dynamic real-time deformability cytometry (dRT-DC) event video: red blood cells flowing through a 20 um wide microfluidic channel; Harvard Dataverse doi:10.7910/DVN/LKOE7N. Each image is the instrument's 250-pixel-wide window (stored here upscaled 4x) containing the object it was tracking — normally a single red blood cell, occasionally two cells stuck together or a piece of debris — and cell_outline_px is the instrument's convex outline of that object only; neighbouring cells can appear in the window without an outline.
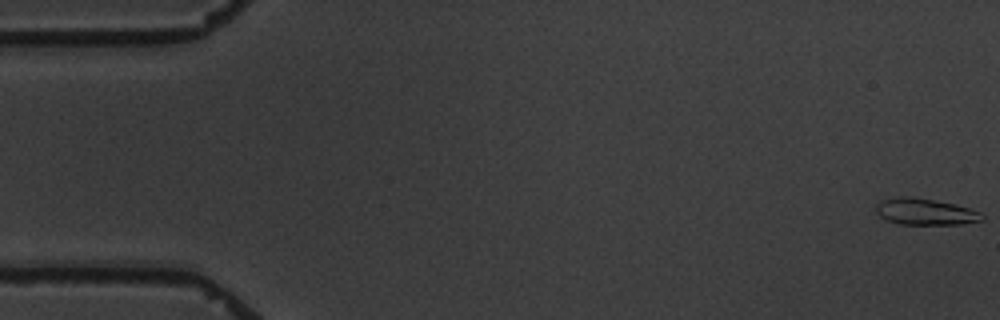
{"species": "common noctule bat (a hibernating species)", "species_latin": "Nyctalus noctula", "temperature_condition": "warm", "stored_images_in_passage": 5, "camera_frame_rate_fps": 3000, "um_per_image_px": 0.085, "animal": {"sex": "male", "body_mass_g": 19.5, "forearm_length_mm": 54.6}, "frame": {"image": 1, "passage_image": 1, "time_ms": 0.0, "image_size_px": [1000, 320], "cell_outline_px": [[984, 220], [960, 224], [900, 224], [888, 220], [880, 216], [876, 212], [876, 204], [880, 200], [900, 196], [908, 196], [956, 204], [980, 212], [984, 216]], "centroid_in_image_um": [78.63, 17.99], "position_along_channel_um": 6.4, "area_um2": 16.24}}
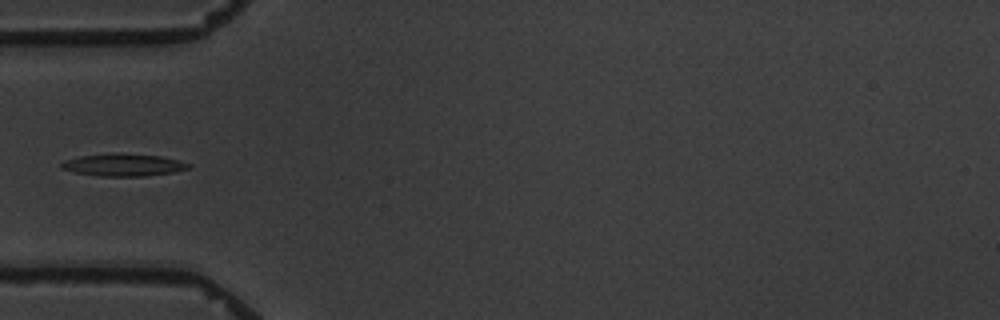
{"frame": {"image": 2, "passage_image": 5, "time_ms": 6.0, "image_size_px": [1000, 320], "cell_outline_px": [[192, 164], [188, 168], [172, 172], [144, 176], [100, 176], [76, 172], [60, 168], [60, 164], [68, 160], [80, 156], [112, 152], [116, 152], [160, 156], [180, 160]], "centroid_in_image_um": [10.5, 14.0], "position_along_channel_um": 74.5, "area_um2": 16.53}}